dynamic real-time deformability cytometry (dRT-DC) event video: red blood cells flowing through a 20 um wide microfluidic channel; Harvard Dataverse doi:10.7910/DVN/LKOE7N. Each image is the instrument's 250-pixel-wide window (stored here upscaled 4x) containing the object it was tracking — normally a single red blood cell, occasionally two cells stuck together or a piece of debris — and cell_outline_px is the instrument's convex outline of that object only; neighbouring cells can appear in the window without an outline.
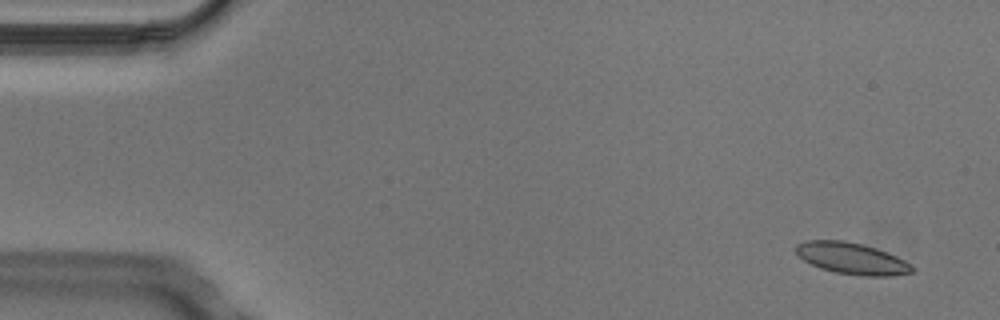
{"species": "Egyptian fruit bat (a non-hibernating species)", "species_latin": "Rousettus aegyptiacus", "temperature_condition": "cold", "stored_images_in_passage": 5, "camera_frame_rate_fps": 3000, "um_per_image_px": 0.085, "animal": {"sex": "male"}, "frame": {"image": 1, "passage_image": 1, "time_ms": 0.0, "image_size_px": [1000, 320], "cell_outline_px": [[916, 268], [912, 272], [888, 276], [860, 276], [836, 272], [820, 268], [804, 260], [796, 252], [796, 244], [804, 240], [844, 240], [876, 248], [888, 252], [912, 264]], "centroid_in_image_um": [72.42, 21.96], "position_along_channel_um": 12.6, "area_um2": 21.33}}
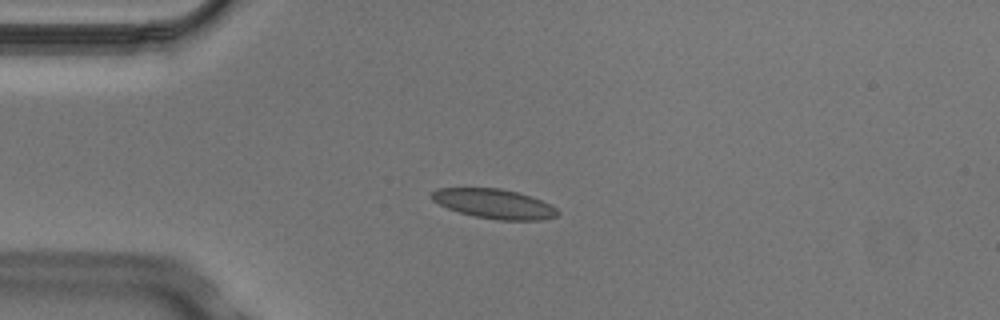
{"frame": {"image": 2, "passage_image": 4, "time_ms": 1.0, "image_size_px": [1000, 320], "cell_outline_px": [[560, 212], [556, 216], [540, 220], [500, 220], [476, 216], [460, 212], [448, 208], [432, 200], [432, 192], [436, 188], [500, 188], [532, 196], [556, 208]], "centroid_in_image_um": [42.01, 17.31], "position_along_channel_um": 43.0, "area_um2": 21.39}}